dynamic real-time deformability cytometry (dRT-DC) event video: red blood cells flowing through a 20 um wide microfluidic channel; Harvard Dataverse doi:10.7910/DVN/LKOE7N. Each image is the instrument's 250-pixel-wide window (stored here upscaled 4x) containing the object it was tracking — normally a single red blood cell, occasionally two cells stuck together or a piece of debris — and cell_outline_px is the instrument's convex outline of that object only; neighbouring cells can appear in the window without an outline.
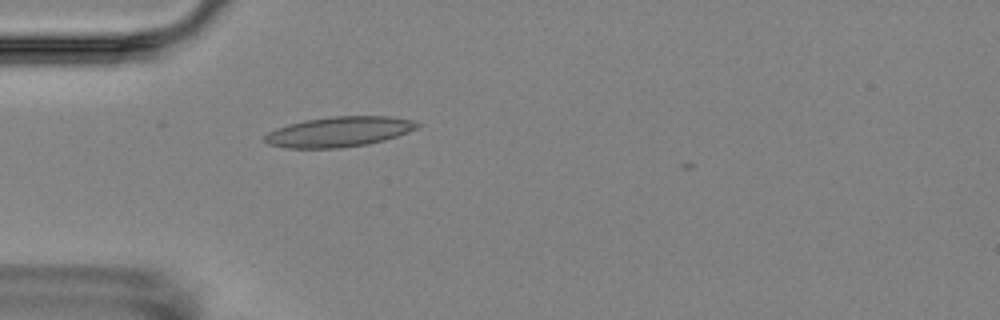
{"species": "Egyptian fruit bat (a non-hibernating species)", "species_latin": "Rousettus aegyptiacus", "temperature_condition": "room temperature", "stored_images_in_passage": 1, "camera_frame_rate_fps": 3000, "um_per_image_px": 0.085, "animal": {"sex": "female"}, "frame": {"image": 1, "passage_image": 1, "time_ms": 0.0, "image_size_px": [1000, 320], "cell_outline_px": [[420, 124], [416, 128], [408, 132], [384, 140], [368, 144], [340, 148], [288, 148], [268, 144], [264, 140], [264, 136], [268, 132], [276, 128], [288, 124], [304, 120], [332, 116], [388, 116], [416, 120]], "centroid_in_image_um": [28.81, 11.19], "position_along_channel_um": 56.2, "area_um2": 26.88}}